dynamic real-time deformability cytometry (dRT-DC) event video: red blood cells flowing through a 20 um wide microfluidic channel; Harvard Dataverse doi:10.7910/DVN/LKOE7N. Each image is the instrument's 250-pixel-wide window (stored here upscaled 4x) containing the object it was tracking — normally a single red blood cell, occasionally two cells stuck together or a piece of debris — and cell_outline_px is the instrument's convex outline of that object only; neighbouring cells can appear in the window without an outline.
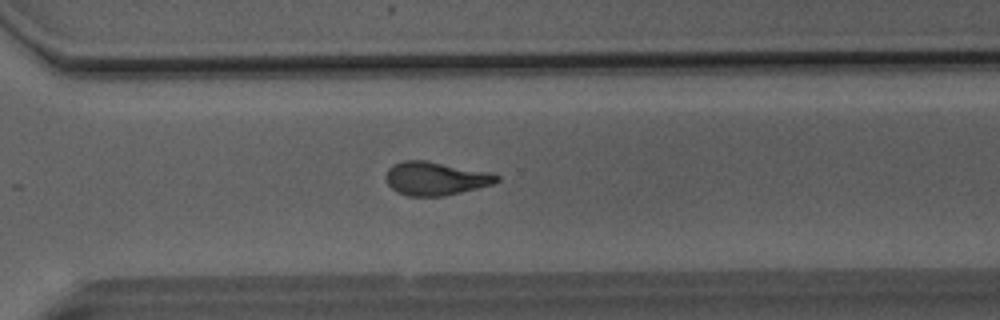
{"species": "Egyptian fruit bat (a non-hibernating species)", "species_latin": "Rousettus aegyptiacus", "temperature_condition": "room temperature", "stored_images_in_passage": 28, "camera_frame_rate_fps": 3000, "um_per_image_px": 0.085, "animal": {"sex": "male"}, "frame": {"image": 1, "passage_image": 23, "time_ms": 7.333, "image_size_px": [1000, 320], "cell_outline_px": [[500, 180], [492, 184], [444, 196], [408, 196], [396, 192], [388, 184], [384, 176], [388, 168], [392, 164], [404, 160], [424, 160], [492, 172], [500, 176]], "centroid_in_image_um": [37.0, 15.16], "position_along_channel_um": 333.6, "area_um2": 21.73}}
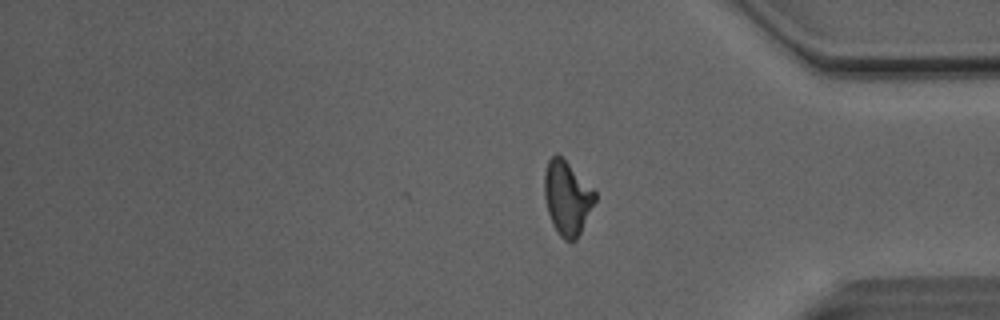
{"frame": {"image": 2, "passage_image": 28, "time_ms": 9.0, "image_size_px": [1000, 320], "cell_outline_px": [[596, 200], [576, 240], [564, 240], [560, 236], [552, 224], [548, 212], [544, 196], [544, 172], [548, 160], [556, 152], [596, 192]], "centroid_in_image_um": [48.18, 16.82], "position_along_channel_um": 387.0, "area_um2": 21.44}, "authors_computed_cell_mechanics": {"area_um2": 21.5883, "velocity_mm_per_s": 4.1214, "shape_relaxation_time_tau1_ms": 10.3252, "shape_relaxation_time_tau2_ms": 2.1474, "deformation_change_tau1": 0.2705, "deformation_change_tau2": 0.1143}}